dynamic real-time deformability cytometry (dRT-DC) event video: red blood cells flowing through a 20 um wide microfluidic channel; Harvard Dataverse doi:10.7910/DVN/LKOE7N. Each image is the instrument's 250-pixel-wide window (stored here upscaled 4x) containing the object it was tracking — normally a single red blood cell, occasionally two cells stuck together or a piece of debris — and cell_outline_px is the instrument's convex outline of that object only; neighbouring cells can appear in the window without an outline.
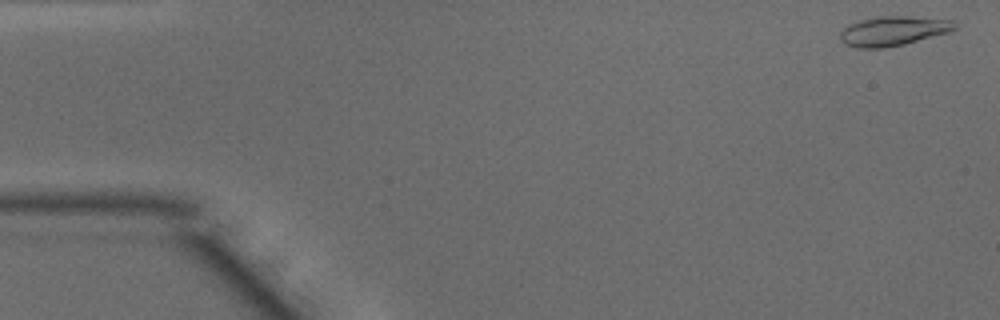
{"species": "common noctule bat (a hibernating species)", "species_latin": "Nyctalus noctula", "temperature_condition": "warm", "stored_images_in_passage": 5, "camera_frame_rate_fps": 3000, "um_per_image_px": 0.085, "animal": {"sex": "male", "body_mass_g": 15.6}, "frame": {"image": 1, "passage_image": 2, "time_ms": 0.333, "image_size_px": [1000, 320], "cell_outline_px": [[956, 28], [948, 32], [904, 44], [884, 48], [860, 48], [844, 44], [840, 40], [840, 32], [844, 28], [860, 20], [876, 16], [908, 16], [952, 20], [956, 24]], "centroid_in_image_um": [75.9, 2.63], "position_along_channel_um": 9.1, "area_um2": 19.54}}